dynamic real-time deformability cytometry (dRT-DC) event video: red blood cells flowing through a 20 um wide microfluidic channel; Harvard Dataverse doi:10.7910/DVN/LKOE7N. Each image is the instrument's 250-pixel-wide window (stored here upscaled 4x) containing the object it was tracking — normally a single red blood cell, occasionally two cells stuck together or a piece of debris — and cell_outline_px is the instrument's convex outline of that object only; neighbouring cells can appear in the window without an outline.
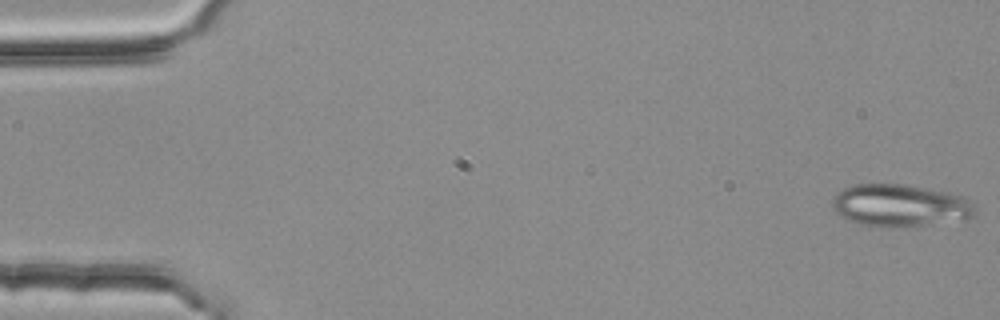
{"species": "common noctule bat (a hibernating species)", "species_latin": "Nyctalus noctula", "temperature_condition": "room temperature", "stored_images_in_passage": 5, "camera_frame_rate_fps": 3000, "um_per_image_px": 0.085, "animal": {"sex": "female", "body_mass_g": 25.1}, "frame": {"image": 1, "passage_image": 1, "time_ms": 0.0, "image_size_px": [1000, 320], "cell_outline_px": [[976, 212], [968, 220], [900, 228], [880, 228], [856, 224], [840, 216], [832, 208], [832, 200], [836, 192], [852, 184], [900, 184], [924, 188], [944, 192], [960, 196], [972, 204], [976, 208]], "centroid_in_image_um": [76.45, 17.51], "position_along_channel_um": 8.5, "area_um2": 35.72}}